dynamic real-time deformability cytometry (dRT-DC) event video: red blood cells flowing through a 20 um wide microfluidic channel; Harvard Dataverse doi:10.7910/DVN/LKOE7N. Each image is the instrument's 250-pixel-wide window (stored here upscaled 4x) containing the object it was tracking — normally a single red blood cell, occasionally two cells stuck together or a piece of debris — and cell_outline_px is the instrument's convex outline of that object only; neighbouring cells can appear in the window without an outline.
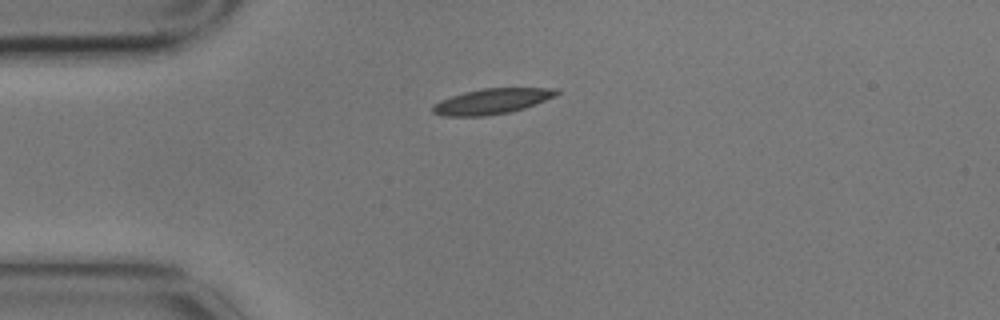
{"species": "common noctule bat (a hibernating species)", "species_latin": "Nyctalus noctula", "temperature_condition": "cold", "stored_images_in_passage": 4, "camera_frame_rate_fps": 3000, "um_per_image_px": 0.085, "animal": {"sex": "male", "body_mass_g": 17.9}, "frame": {"image": 1, "passage_image": 1, "time_ms": 0.0, "image_size_px": [1000, 320], "cell_outline_px": [[560, 92], [556, 96], [536, 104], [524, 108], [508, 112], [484, 116], [444, 116], [432, 112], [432, 104], [440, 100], [464, 92], [484, 88], [556, 88]], "centroid_in_image_um": [41.81, 8.61], "position_along_channel_um": 43.2, "area_um2": 18.32}}